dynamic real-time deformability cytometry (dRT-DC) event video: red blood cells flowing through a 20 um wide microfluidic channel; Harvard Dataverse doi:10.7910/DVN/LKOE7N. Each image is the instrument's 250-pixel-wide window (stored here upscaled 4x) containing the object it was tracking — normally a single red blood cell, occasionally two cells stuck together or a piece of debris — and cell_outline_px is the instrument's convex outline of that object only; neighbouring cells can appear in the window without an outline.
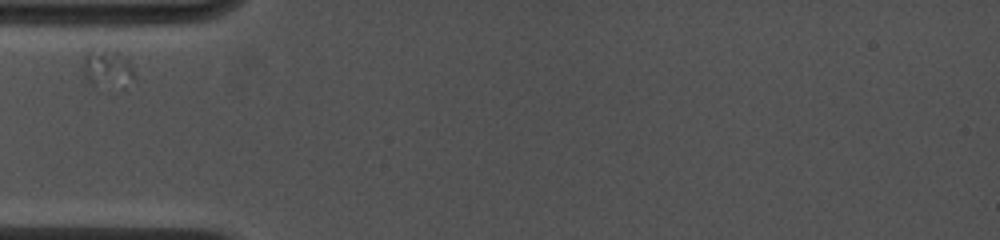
{"species": "common noctule bat (a hibernating species)", "species_latin": "Nyctalus noctula", "temperature_condition": "cold", "stored_images_in_passage": 32, "camera_frame_rate_fps": 4500, "um_per_image_px": 0.085, "animal": {"sex": "female", "body_mass_g": 19.0, "forearm_length_mm": 53.3}, "frame": {"image": 1, "passage_image": 1, "time_ms": 0.0, "image_size_px": [1000, 240], "cell_outline_px": [[136, 76], [92, 80], [88, 80], [84, 76], [84, 56], [88, 48], [96, 44], [116, 48], [132, 64], [136, 72]], "centroid_in_image_um": [9.04, 5.42], "position_along_channel_um": 76.0, "area_um2": 10.12}}
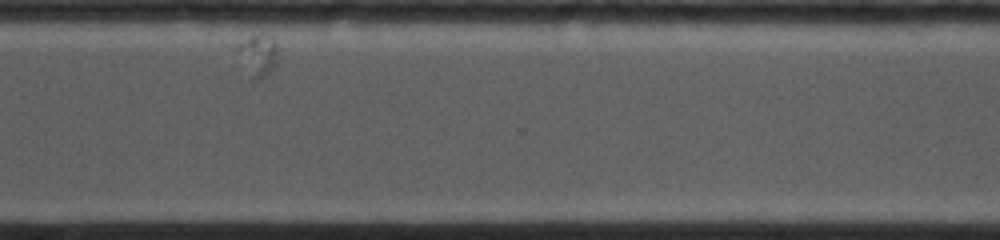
{"frame": {"image": 2, "passage_image": 28, "time_ms": 9.556, "image_size_px": [1000, 240], "cell_outline_px": [[276, 64], [260, 80], [248, 80], [232, 64], [232, 48], [236, 44], [248, 36], [272, 36], [276, 40]], "centroid_in_image_um": [21.66, 4.8], "position_along_channel_um": 348.9, "area_um2": 11.44}}
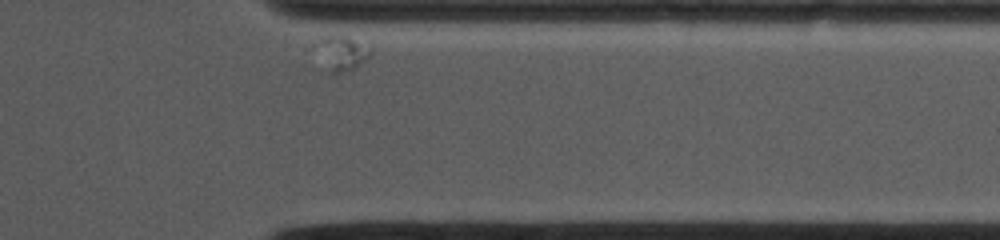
{"frame": {"image": 3, "passage_image": 32, "time_ms": 10.667, "image_size_px": [1000, 240], "cell_outline_px": [[372, 56], [356, 68], [340, 72], [332, 72], [304, 48], [304, 44], [312, 36], [368, 36], [372, 40]], "centroid_in_image_um": [28.92, 4.35], "position_along_channel_um": 382.5, "area_um2": 13.58}}